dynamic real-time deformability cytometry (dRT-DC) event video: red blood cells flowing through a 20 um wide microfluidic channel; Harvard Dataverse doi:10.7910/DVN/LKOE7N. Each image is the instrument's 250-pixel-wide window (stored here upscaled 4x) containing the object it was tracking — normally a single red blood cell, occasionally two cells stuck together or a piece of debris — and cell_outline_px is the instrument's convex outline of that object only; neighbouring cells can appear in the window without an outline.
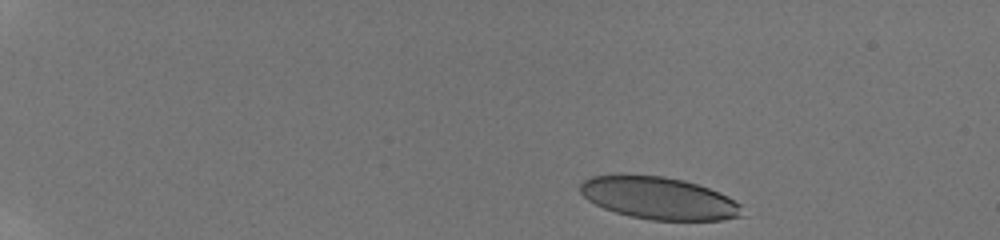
{"species": "human", "species_latin": "Homo sapiens", "temperature_condition": "room temperature", "stored_images_in_passage": 14, "camera_frame_rate_fps": 3000, "um_per_image_px": 0.085, "donor": {"sex": "male"}, "frame": {"image": 1, "passage_image": 1, "time_ms": 0.0, "image_size_px": [1000, 240], "cell_outline_px": [[744, 216], [720, 220], [652, 220], [632, 216], [616, 212], [604, 208], [588, 200], [580, 192], [580, 184], [584, 180], [592, 176], [664, 176], [684, 180], [708, 188], [728, 196], [740, 204]], "centroid_in_image_um": [56.04, 16.86], "position_along_channel_um": 29.0, "area_um2": 39.36}}
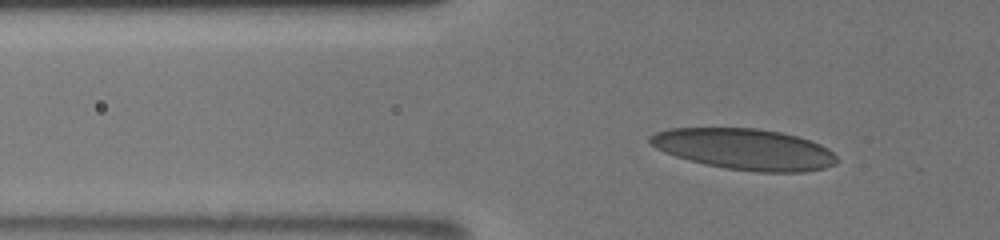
{"frame": {"image": 2, "passage_image": 11, "time_ms": 3.667, "image_size_px": [1000, 240], "cell_outline_px": [[840, 160], [836, 164], [824, 168], [804, 172], [756, 172], [724, 168], [704, 164], [688, 160], [664, 152], [656, 148], [648, 140], [648, 136], [656, 132], [668, 128], [756, 128], [780, 132], [796, 136], [820, 144], [828, 148]], "centroid_in_image_um": [63.29, 12.68], "position_along_channel_um": 62.5, "area_um2": 44.85}}
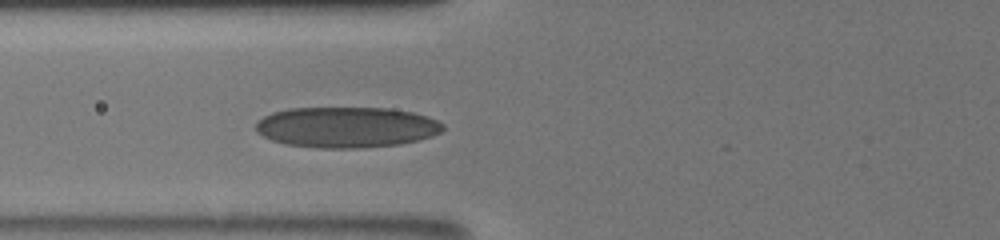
{"frame": {"image": 3, "passage_image": 14, "time_ms": 5.0, "image_size_px": [1000, 240], "cell_outline_px": [[444, 128], [440, 132], [432, 136], [420, 140], [400, 144], [356, 148], [320, 148], [284, 144], [272, 140], [256, 132], [256, 120], [272, 112], [288, 108], [388, 108], [412, 112], [428, 116], [444, 124]], "centroid_in_image_um": [29.44, 10.81], "position_along_channel_um": 96.4, "area_um2": 44.62}}